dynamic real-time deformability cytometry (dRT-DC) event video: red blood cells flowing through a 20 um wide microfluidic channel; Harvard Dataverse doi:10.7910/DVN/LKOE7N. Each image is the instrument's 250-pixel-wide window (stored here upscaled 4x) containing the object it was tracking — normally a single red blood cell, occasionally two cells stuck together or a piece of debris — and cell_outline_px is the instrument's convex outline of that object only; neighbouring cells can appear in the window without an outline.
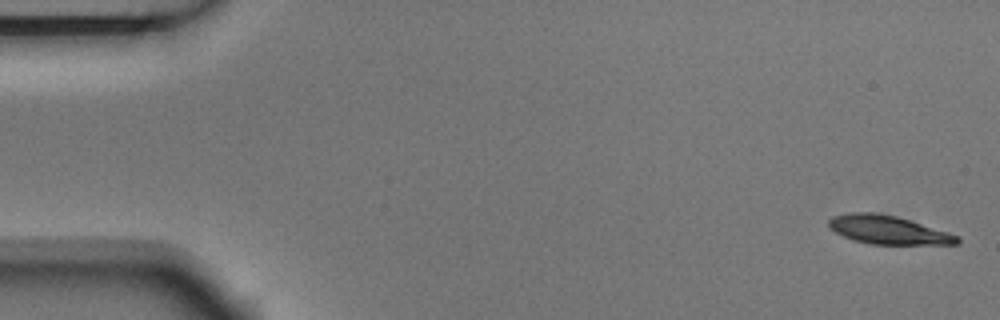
{"species": "Egyptian fruit bat (a non-hibernating species)", "species_latin": "Rousettus aegyptiacus", "temperature_condition": "room temperature", "stored_images_in_passage": 5, "camera_frame_rate_fps": 3000, "um_per_image_px": 0.085, "animal": {"sex": "male"}, "frame": {"image": 1, "passage_image": 1, "time_ms": 0.0, "image_size_px": [1000, 320], "cell_outline_px": [[960, 244], [868, 244], [852, 240], [828, 228], [828, 220], [832, 216], [848, 212], [872, 212], [896, 216], [948, 232], [960, 236]], "centroid_in_image_um": [75.46, 19.54], "position_along_channel_um": 9.5, "area_um2": 21.39}}
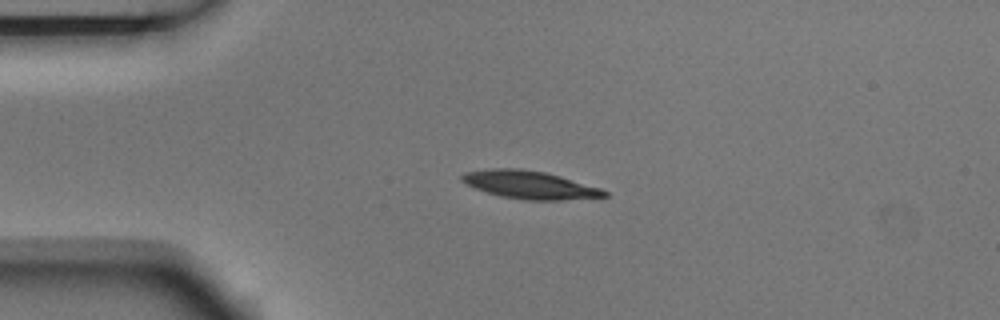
{"frame": {"image": 2, "passage_image": 4, "time_ms": 1.0, "image_size_px": [1000, 320], "cell_outline_px": [[608, 196], [560, 200], [524, 200], [500, 196], [476, 188], [460, 180], [460, 176], [464, 172], [492, 168], [520, 168], [544, 172], [560, 176], [600, 188], [608, 192]], "centroid_in_image_um": [45.0, 15.7], "position_along_channel_um": 40.0, "area_um2": 23.0}}